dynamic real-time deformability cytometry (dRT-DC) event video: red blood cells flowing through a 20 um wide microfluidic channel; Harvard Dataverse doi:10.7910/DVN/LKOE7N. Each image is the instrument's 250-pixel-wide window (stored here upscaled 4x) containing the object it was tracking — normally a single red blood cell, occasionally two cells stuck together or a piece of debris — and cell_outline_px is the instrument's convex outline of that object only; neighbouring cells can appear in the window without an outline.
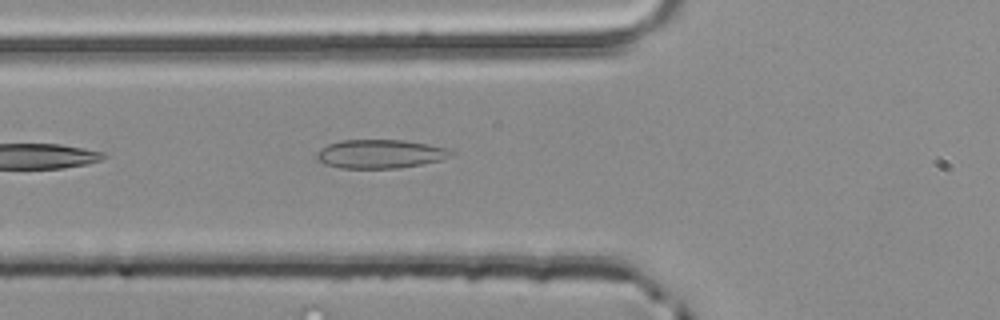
{"species": "common noctule bat (a hibernating species)", "species_latin": "Nyctalus noctula", "temperature_condition": "room temperature", "stored_images_in_passage": 4, "camera_frame_rate_fps": 3000, "um_per_image_px": 0.085, "animal": {"sex": "male", "body_mass_g": 20.4}, "frame": {"image": 1, "passage_image": 4, "time_ms": 1.0, "image_size_px": [1000, 320], "cell_outline_px": [[456, 152], [452, 156], [440, 160], [420, 164], [396, 168], [340, 168], [324, 164], [316, 156], [316, 152], [320, 148], [328, 144], [340, 140], [404, 140], [428, 144], [448, 148]], "centroid_in_image_um": [32.32, 13.07], "position_along_channel_um": 93.5, "area_um2": 22.54}}